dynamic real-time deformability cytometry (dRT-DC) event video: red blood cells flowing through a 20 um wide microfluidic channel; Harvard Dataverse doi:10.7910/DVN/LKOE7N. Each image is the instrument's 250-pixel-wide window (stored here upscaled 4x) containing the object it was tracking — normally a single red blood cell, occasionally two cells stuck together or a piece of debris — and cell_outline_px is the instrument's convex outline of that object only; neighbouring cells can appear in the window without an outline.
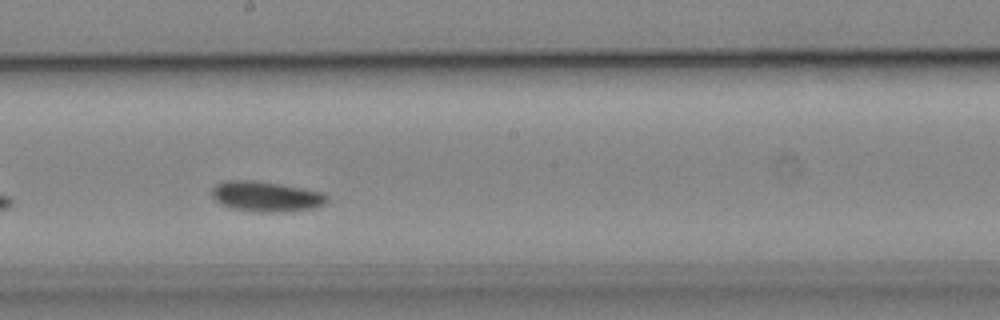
{"species": "common noctule bat (a hibernating species)", "species_latin": "Nyctalus noctula", "temperature_condition": "cold", "stored_images_in_passage": 33, "camera_frame_rate_fps": 3000, "um_per_image_px": 0.085, "animal": {"sex": "male", "body_mass_g": 19.2, "forearm_length_mm": 51.8}, "frame": {"image": 1, "passage_image": 15, "time_ms": 4.667, "image_size_px": [1000, 320], "cell_outline_px": [[328, 200], [324, 204], [312, 208], [284, 212], [260, 212], [236, 208], [220, 204], [212, 196], [212, 188], [216, 184], [224, 180], [252, 180], [280, 184], [320, 192], [328, 196]], "centroid_in_image_um": [22.6, 16.69], "position_along_channel_um": 225.6, "area_um2": 20.06}}
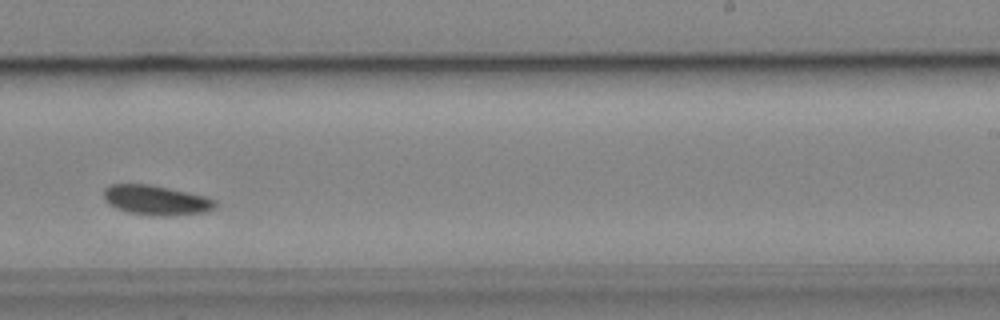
{"frame": {"image": 2, "passage_image": 19, "time_ms": 6.0, "image_size_px": [1000, 320], "cell_outline_px": [[220, 204], [216, 208], [204, 212], [164, 216], [152, 216], [128, 212], [116, 208], [108, 204], [104, 200], [104, 188], [112, 184], [152, 184], [208, 196], [216, 200]], "centroid_in_image_um": [13.31, 17.01], "position_along_channel_um": 275.7, "area_um2": 19.71}, "authors_computed_cell_mechanics": {"area_um2": 19.3052, "velocity_mm_per_s": 3.7882, "shape_relaxation_time_tau1_ms": 3.52, "shape_relaxation_time_tau2_ms": null, "deformation_change_tau1": 0.0628, "deformation_change_tau2": null}}